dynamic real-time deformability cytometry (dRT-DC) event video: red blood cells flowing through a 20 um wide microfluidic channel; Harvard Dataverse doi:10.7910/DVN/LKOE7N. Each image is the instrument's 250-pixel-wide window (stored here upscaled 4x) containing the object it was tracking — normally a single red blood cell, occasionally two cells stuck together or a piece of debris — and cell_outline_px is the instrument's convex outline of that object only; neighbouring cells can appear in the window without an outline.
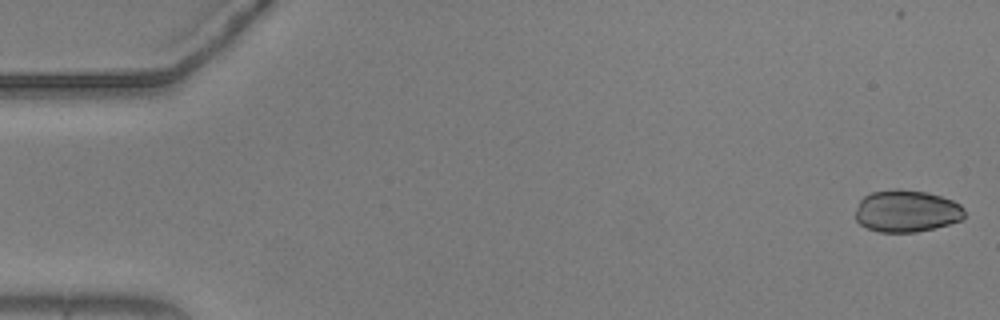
{"species": "common noctule bat (a hibernating species)", "species_latin": "Nyctalus noctula", "temperature_condition": "warm", "stored_images_in_passage": 43, "camera_frame_rate_fps": 3000, "um_per_image_px": 0.085, "animal": {"sex": "male", "body_mass_g": 20.5, "forearm_length_mm": 52.5}, "frame": {"image": 1, "passage_image": 1, "time_ms": 0.0, "image_size_px": [1000, 320], "cell_outline_px": [[964, 216], [960, 220], [948, 224], [916, 232], [880, 232], [868, 228], [860, 224], [856, 220], [856, 208], [860, 200], [864, 196], [872, 192], [896, 188], [928, 192], [952, 200], [960, 204], [964, 208]], "centroid_in_image_um": [77.04, 17.93], "position_along_channel_um": 8.0, "area_um2": 26.7}}
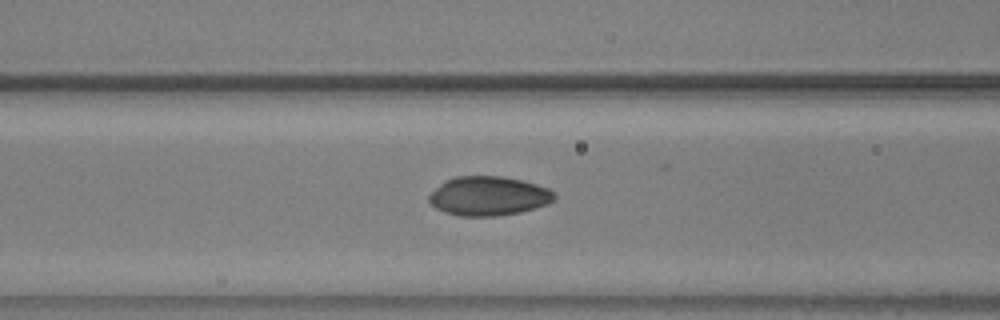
{"frame": {"image": 2, "passage_image": 22, "time_ms": 7.0, "image_size_px": [1000, 320], "cell_outline_px": [[556, 196], [548, 204], [520, 212], [496, 216], [460, 216], [444, 212], [436, 208], [428, 200], [428, 196], [444, 180], [456, 176], [504, 176], [536, 184], [548, 188]], "centroid_in_image_um": [41.5, 16.66], "position_along_channel_um": 125.1, "area_um2": 28.55}}
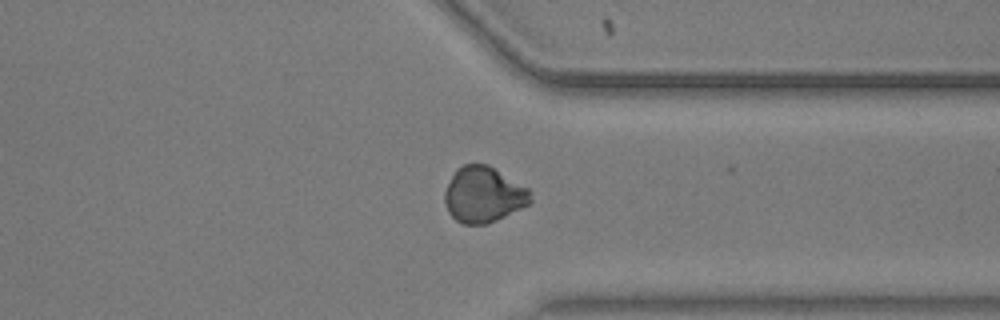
{"frame": {"image": 3, "passage_image": 42, "time_ms": 13.667, "image_size_px": [1000, 320], "cell_outline_px": [[532, 204], [488, 224], [464, 224], [456, 220], [448, 212], [444, 200], [444, 192], [456, 168], [464, 164], [488, 164], [528, 188], [532, 200]], "centroid_in_image_um": [41.11, 16.55], "position_along_channel_um": 370.3, "area_um2": 28.03}}